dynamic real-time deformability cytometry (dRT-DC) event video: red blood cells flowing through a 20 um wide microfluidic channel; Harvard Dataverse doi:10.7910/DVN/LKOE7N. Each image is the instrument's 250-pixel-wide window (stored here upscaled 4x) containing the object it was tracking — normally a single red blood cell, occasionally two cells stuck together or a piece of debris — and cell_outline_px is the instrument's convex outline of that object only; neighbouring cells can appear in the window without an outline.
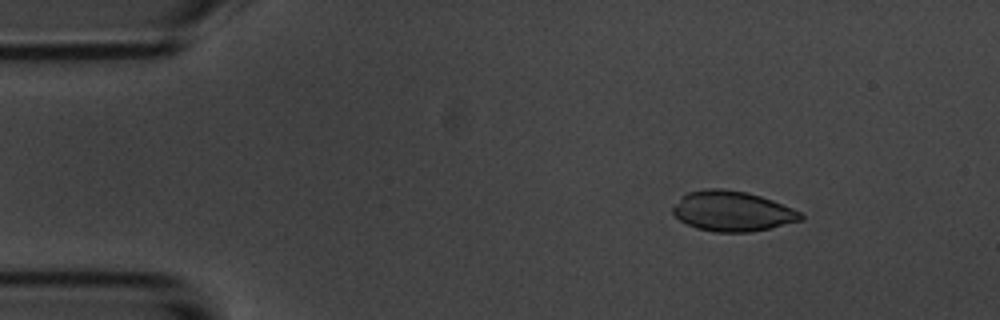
{"species": "common noctule bat (a hibernating species)", "species_latin": "Nyctalus noctula", "temperature_condition": "room temperature", "stored_images_in_passage": 5, "camera_frame_rate_fps": 3000, "um_per_image_px": 0.085, "animal": {"sex": "male", "body_mass_g": 20.1, "forearm_length_mm": 53.5}, "frame": {"image": 1, "passage_image": 2, "time_ms": 1.333, "image_size_px": [1000, 320], "cell_outline_px": [[804, 220], [768, 228], [748, 232], [716, 232], [696, 228], [680, 220], [672, 212], [672, 208], [688, 192], [704, 188], [724, 188], [748, 192], [772, 200], [792, 208], [800, 212], [804, 216]], "centroid_in_image_um": [62.26, 17.94], "position_along_channel_um": 22.7, "area_um2": 29.77}}